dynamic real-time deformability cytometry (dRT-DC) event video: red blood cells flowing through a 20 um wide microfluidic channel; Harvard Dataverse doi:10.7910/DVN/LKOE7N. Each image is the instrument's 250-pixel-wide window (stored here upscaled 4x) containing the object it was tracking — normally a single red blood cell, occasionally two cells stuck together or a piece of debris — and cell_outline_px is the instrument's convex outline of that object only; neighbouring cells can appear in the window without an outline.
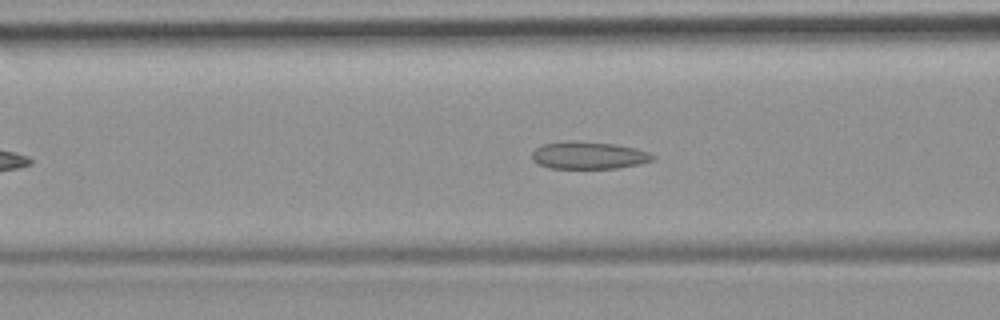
{"species": "common noctule bat (a hibernating species)", "species_latin": "Nyctalus noctula", "temperature_condition": "room temperature", "stored_images_in_passage": 44, "camera_frame_rate_fps": 3000, "um_per_image_px": 0.085, "animal": {"sex": "female", "body_mass_g": 19.9}, "frame": {"image": 1, "passage_image": 13, "time_ms": 4.0, "image_size_px": [1000, 320], "cell_outline_px": [[656, 156], [652, 160], [640, 164], [616, 168], [548, 168], [536, 164], [532, 160], [532, 152], [536, 148], [544, 144], [568, 140], [616, 144], [636, 148], [648, 152]], "centroid_in_image_um": [50.01, 13.2], "position_along_channel_um": 116.6, "area_um2": 19.36}, "authors_computed_cell_mechanics": {"area_um2": 19.2185, "velocity_mm_per_s": 3.9855, "shape_relaxation_time_tau1_ms": null, "shape_relaxation_time_tau2_ms": 2.2051, "deformation_change_tau1": null, "deformation_change_tau2": 0.1008}}